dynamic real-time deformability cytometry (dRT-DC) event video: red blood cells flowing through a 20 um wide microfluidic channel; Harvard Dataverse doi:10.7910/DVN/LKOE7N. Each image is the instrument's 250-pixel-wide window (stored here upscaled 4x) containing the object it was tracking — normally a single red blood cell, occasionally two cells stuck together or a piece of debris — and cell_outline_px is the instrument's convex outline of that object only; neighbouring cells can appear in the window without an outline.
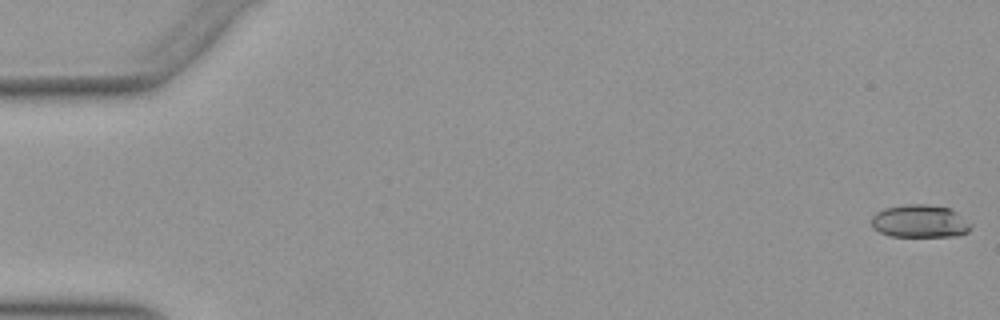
{"species": "Egyptian fruit bat (a non-hibernating species)", "species_latin": "Rousettus aegyptiacus", "temperature_condition": "warm", "stored_images_in_passage": 52, "camera_frame_rate_fps": 3000, "um_per_image_px": 0.085, "animal": {"sex": "female"}, "frame": {"image": 1, "passage_image": 1, "time_ms": 0.0, "image_size_px": [1000, 320], "cell_outline_px": [[972, 228], [968, 232], [956, 236], [892, 236], [880, 232], [872, 228], [872, 216], [876, 212], [884, 208], [904, 204], [924, 204], [948, 208], [956, 212], [972, 224]], "centroid_in_image_um": [78.18, 18.81], "position_along_channel_um": 6.8, "area_um2": 19.02}}
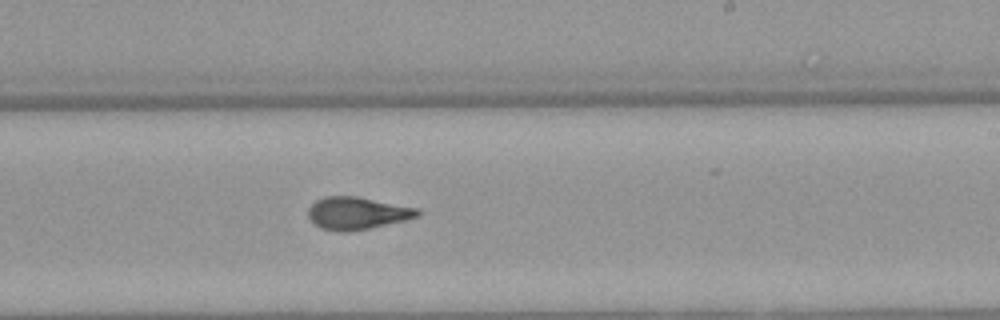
{"frame": {"image": 2, "passage_image": 32, "time_ms": 10.333, "image_size_px": [1000, 320], "cell_outline_px": [[420, 216], [404, 220], [368, 228], [344, 232], [340, 232], [320, 228], [308, 216], [308, 208], [316, 200], [324, 196], [356, 196], [416, 208], [420, 212]], "centroid_in_image_um": [30.32, 18.11], "position_along_channel_um": 258.7, "area_um2": 20.35}}
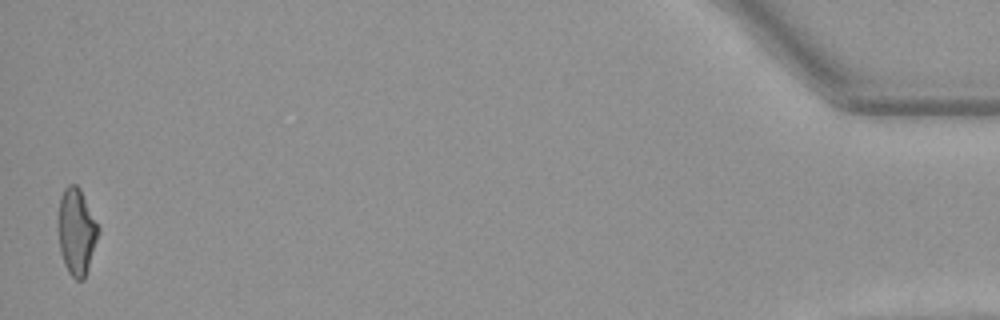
{"frame": {"image": 3, "passage_image": 52, "time_ms": 17.0, "image_size_px": [1000, 320], "cell_outline_px": [[100, 228], [84, 280], [76, 280], [68, 272], [64, 264], [60, 252], [56, 224], [60, 196], [64, 188], [68, 184], [76, 184], [80, 188]], "centroid_in_image_um": [6.46, 19.65], "position_along_channel_um": 428.7, "area_um2": 20.52}, "authors_computed_cell_mechanics": {"area_um2": 19.9988, "velocity_mm_per_s": 3.9466, "shape_relaxation_time_tau1_ms": 8.7503, "shape_relaxation_time_tau2_ms": 1.6377, "deformation_change_tau1": 0.2414, "deformation_change_tau2": 0.0972}}